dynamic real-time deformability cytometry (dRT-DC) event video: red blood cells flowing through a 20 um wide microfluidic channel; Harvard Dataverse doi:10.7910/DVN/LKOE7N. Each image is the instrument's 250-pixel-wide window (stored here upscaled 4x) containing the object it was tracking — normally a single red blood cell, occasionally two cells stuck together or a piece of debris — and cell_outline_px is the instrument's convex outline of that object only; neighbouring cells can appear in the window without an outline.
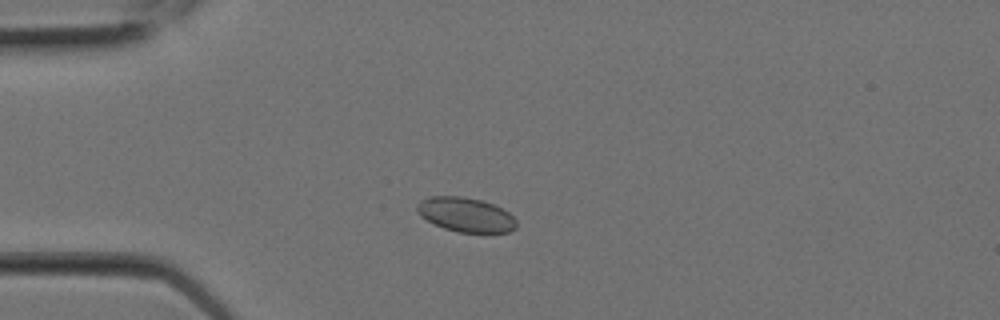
{"species": "Egyptian fruit bat (a non-hibernating species)", "species_latin": "Rousettus aegyptiacus", "temperature_condition": "room temperature", "stored_images_in_passage": 9, "camera_frame_rate_fps": 3000, "um_per_image_px": 0.085, "animal": {"sex": "female"}, "frame": {"image": 1, "passage_image": 4, "time_ms": 1.0, "image_size_px": [1000, 320], "cell_outline_px": [[516, 228], [508, 232], [456, 232], [444, 228], [420, 216], [416, 208], [416, 204], [420, 200], [428, 196], [464, 196], [480, 200], [492, 204], [508, 212], [516, 220]], "centroid_in_image_um": [39.56, 18.24], "position_along_channel_um": 45.4, "area_um2": 19.83}}
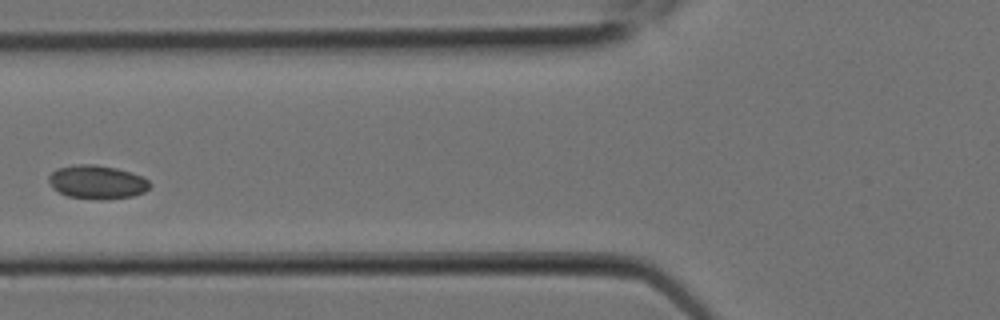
{"frame": {"image": 2, "passage_image": 7, "time_ms": 2.0, "image_size_px": [1000, 320], "cell_outline_px": [[152, 184], [144, 192], [132, 196], [104, 200], [96, 200], [68, 196], [52, 188], [48, 180], [48, 176], [56, 168], [76, 164], [96, 164], [116, 168], [132, 172], [148, 180]], "centroid_in_image_um": [8.24, 15.47], "position_along_channel_um": 117.6, "area_um2": 20.0}}
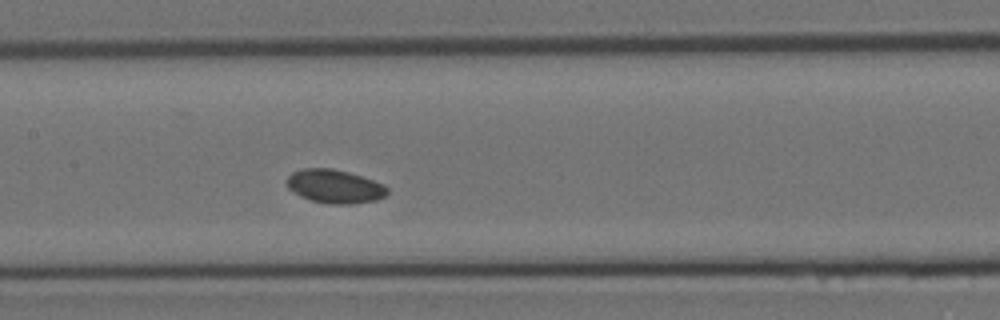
{"frame": {"image": 3, "passage_image": 9, "time_ms": 2.667, "image_size_px": [1000, 320], "cell_outline_px": [[388, 192], [384, 196], [376, 200], [352, 204], [328, 204], [308, 200], [300, 196], [288, 188], [288, 176], [292, 172], [304, 168], [332, 168], [348, 172], [384, 184], [388, 188]], "centroid_in_image_um": [28.44, 15.85], "position_along_channel_um": 179.0, "area_um2": 19.65}}